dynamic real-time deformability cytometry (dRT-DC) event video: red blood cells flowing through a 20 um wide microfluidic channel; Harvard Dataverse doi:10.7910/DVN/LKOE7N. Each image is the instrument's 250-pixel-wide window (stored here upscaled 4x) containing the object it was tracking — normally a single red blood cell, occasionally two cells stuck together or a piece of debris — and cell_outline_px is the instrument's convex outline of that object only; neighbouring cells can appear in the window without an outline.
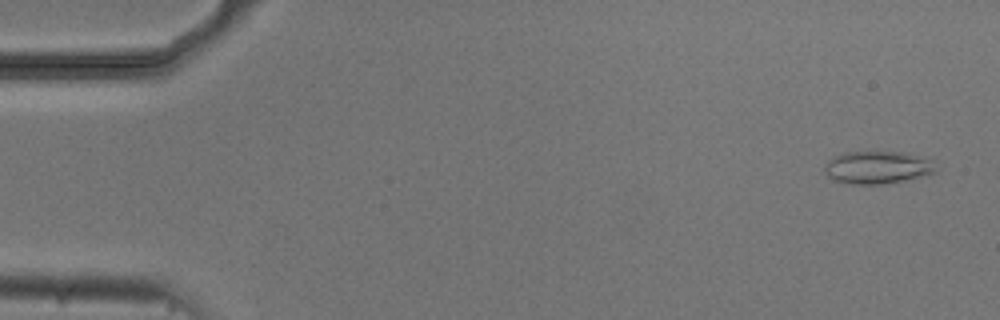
{"species": "common noctule bat (a hibernating species)", "species_latin": "Nyctalus noctula", "temperature_condition": "cold", "stored_images_in_passage": 10, "camera_frame_rate_fps": 3000, "um_per_image_px": 0.085, "animal": {"sex": "male", "body_mass_g": 20.5, "forearm_length_mm": 52.5}, "frame": {"image": 1, "passage_image": 1, "time_ms": 0.0, "image_size_px": [1000, 320], "cell_outline_px": [[936, 172], [928, 176], [880, 184], [848, 184], [836, 180], [828, 176], [824, 168], [824, 164], [832, 156], [844, 152], [900, 152], [932, 160]], "centroid_in_image_um": [74.56, 14.23], "position_along_channel_um": 10.4, "area_um2": 21.1}}
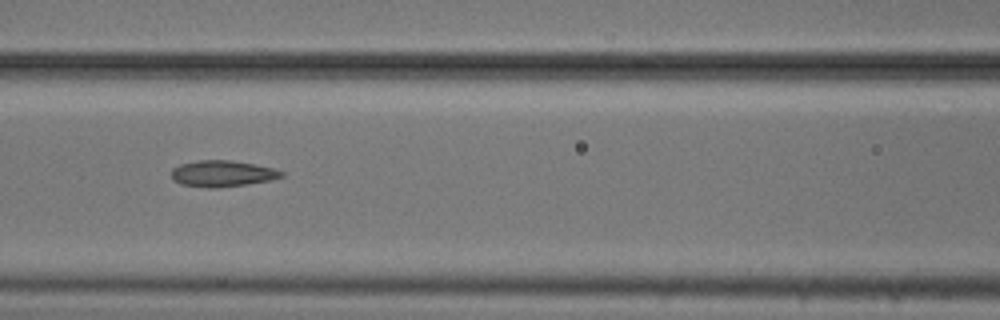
{"frame": {"image": 2, "passage_image": 6, "time_ms": 1.667, "image_size_px": [1000, 320], "cell_outline_px": [[284, 176], [272, 180], [220, 188], [208, 188], [180, 184], [172, 180], [172, 168], [180, 164], [196, 160], [232, 160], [272, 168], [284, 172]], "centroid_in_image_um": [18.87, 14.76], "position_along_channel_um": 147.7, "area_um2": 16.94}}
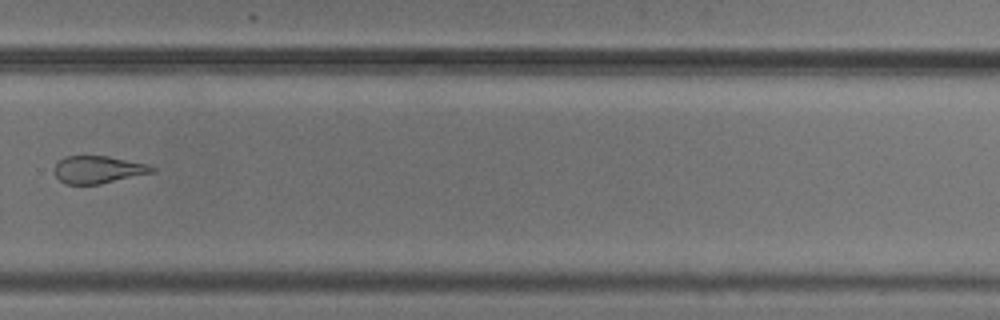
{"frame": {"image": 3, "passage_image": 10, "time_ms": 3.0, "image_size_px": [1000, 320], "cell_outline_px": [[156, 172], [100, 184], [64, 184], [56, 176], [56, 164], [60, 160], [68, 156], [108, 156], [148, 164], [156, 168]], "centroid_in_image_um": [8.4, 14.42], "position_along_channel_um": 321.4, "area_um2": 15.55}}